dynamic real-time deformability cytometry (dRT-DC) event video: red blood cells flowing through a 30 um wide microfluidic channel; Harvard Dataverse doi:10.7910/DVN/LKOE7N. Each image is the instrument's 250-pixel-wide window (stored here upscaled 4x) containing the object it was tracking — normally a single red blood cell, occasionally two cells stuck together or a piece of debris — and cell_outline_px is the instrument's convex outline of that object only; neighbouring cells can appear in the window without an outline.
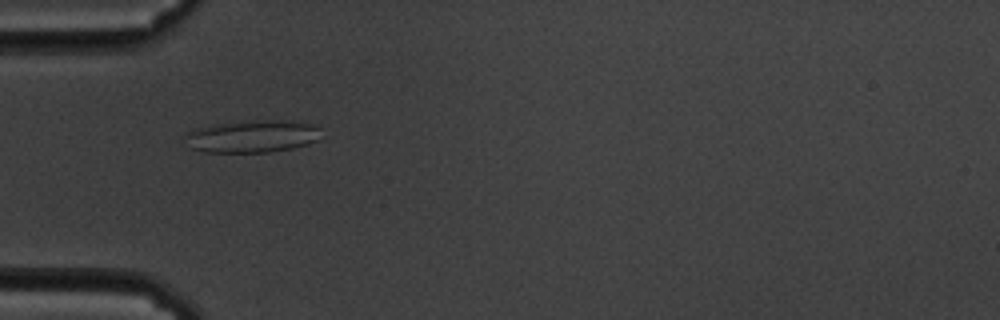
{"species": "common noctule bat (a hibernating species)", "species_latin": "Nyctalus noctula", "temperature_condition": "cold", "stored_images_in_passage": 59, "camera_frame_rate_fps": 3000, "um_per_image_px": 0.085, "animal": {"sex": "male", "body_mass_g": 19.5, "forearm_length_mm": 54.6}, "frame": {"image": 1, "passage_image": 19, "time_ms": 6.0, "image_size_px": [1000, 320], "cell_outline_px": [[320, 128], [316, 140], [308, 144], [292, 148], [268, 152], [204, 152], [188, 148], [184, 136], [188, 132], [196, 128], [212, 124], [252, 120], [268, 120], [312, 124]], "centroid_in_image_um": [21.35, 11.6], "position_along_channel_um": 63.7, "area_um2": 25.55}}
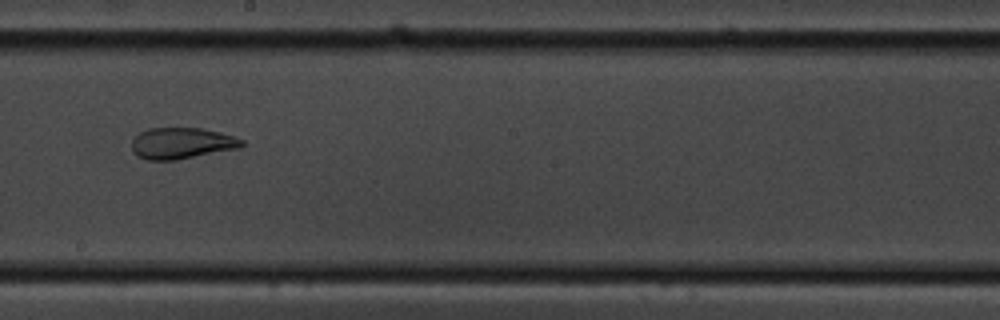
{"frame": {"image": 2, "passage_image": 34, "time_ms": 11.0, "image_size_px": [1000, 320], "cell_outline_px": [[244, 144], [240, 148], [176, 160], [148, 160], [136, 156], [132, 152], [132, 140], [140, 132], [148, 128], [200, 128], [220, 132], [244, 140]], "centroid_in_image_um": [15.43, 12.18], "position_along_channel_um": 232.8, "area_um2": 20.11}}
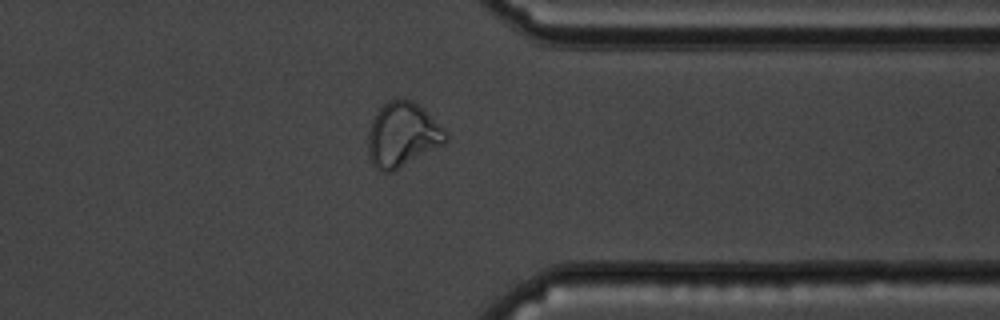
{"frame": {"image": 3, "passage_image": 47, "time_ms": 15.333, "image_size_px": [1000, 320], "cell_outline_px": [[448, 140], [444, 144], [392, 172], [380, 172], [372, 164], [368, 156], [368, 132], [372, 120], [380, 108], [388, 100], [412, 100], [424, 108], [448, 132]], "centroid_in_image_um": [34.22, 11.47], "position_along_channel_um": 377.2, "area_um2": 29.3}, "authors_computed_cell_mechanics": {"area_um2": 27.2816, "velocity_mm_per_s": 3.4287, "shape_relaxation_time_tau1_ms": 9.0632, "shape_relaxation_time_tau2_ms": 1.2357, "deformation_change_tau1": 0.2604, "deformation_change_tau2": 0.0815}}